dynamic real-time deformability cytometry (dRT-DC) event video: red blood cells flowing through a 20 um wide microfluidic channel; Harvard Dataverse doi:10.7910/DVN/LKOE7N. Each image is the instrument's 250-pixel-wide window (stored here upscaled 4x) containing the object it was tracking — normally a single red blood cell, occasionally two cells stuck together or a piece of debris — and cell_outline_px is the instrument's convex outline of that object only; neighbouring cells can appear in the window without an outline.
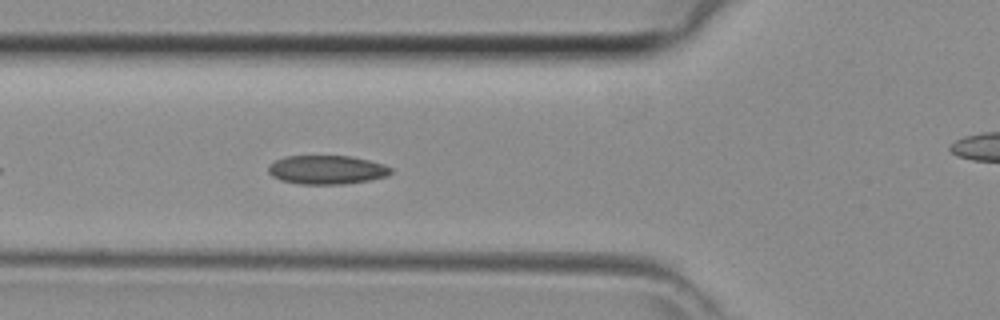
{"species": "common noctule bat (a hibernating species)", "species_latin": "Nyctalus noctula", "temperature_condition": "room temperature", "stored_images_in_passage": 32, "camera_frame_rate_fps": 3000, "um_per_image_px": 0.085, "animal": {"sex": "female", "body_mass_g": 29.2, "forearm_length_mm": 56.3}, "frame": {"image": 1, "passage_image": 5, "time_ms": 1.333, "image_size_px": [1000, 320], "cell_outline_px": [[392, 172], [388, 176], [368, 180], [344, 184], [300, 184], [280, 180], [272, 176], [268, 172], [268, 168], [276, 160], [288, 156], [352, 156], [384, 164], [392, 168]], "centroid_in_image_um": [27.8, 14.43], "position_along_channel_um": 98.0, "area_um2": 20.52}}
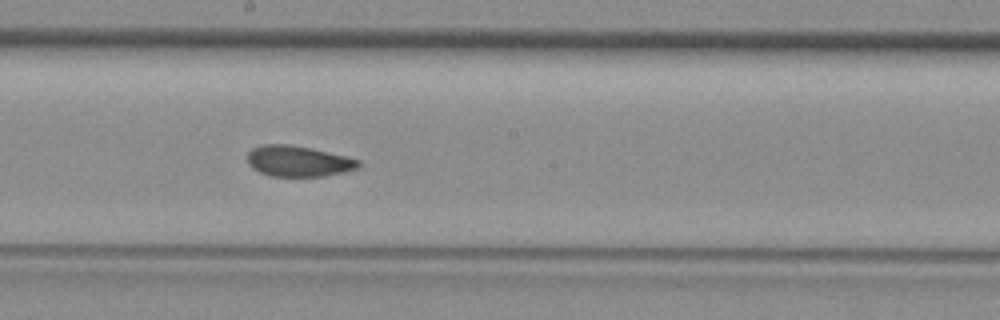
{"frame": {"image": 2, "passage_image": 13, "time_ms": 4.0, "image_size_px": [1000, 320], "cell_outline_px": [[360, 164], [356, 168], [344, 172], [324, 176], [272, 176], [260, 172], [252, 168], [248, 164], [248, 152], [252, 148], [260, 144], [288, 144], [308, 148], [344, 156], [360, 160]], "centroid_in_image_um": [25.3, 13.7], "position_along_channel_um": 222.9, "area_um2": 19.71}}
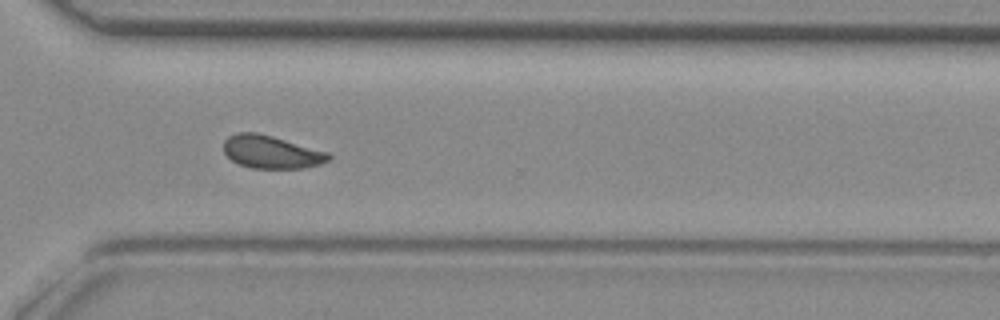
{"frame": {"image": 3, "passage_image": 21, "time_ms": 6.667, "image_size_px": [1000, 320], "cell_outline_px": [[332, 156], [328, 160], [320, 164], [304, 168], [252, 168], [240, 164], [232, 160], [224, 152], [224, 140], [228, 136], [236, 132], [256, 132], [272, 136], [328, 152]], "centroid_in_image_um": [23.05, 12.91], "position_along_channel_um": 347.6, "area_um2": 20.0}}